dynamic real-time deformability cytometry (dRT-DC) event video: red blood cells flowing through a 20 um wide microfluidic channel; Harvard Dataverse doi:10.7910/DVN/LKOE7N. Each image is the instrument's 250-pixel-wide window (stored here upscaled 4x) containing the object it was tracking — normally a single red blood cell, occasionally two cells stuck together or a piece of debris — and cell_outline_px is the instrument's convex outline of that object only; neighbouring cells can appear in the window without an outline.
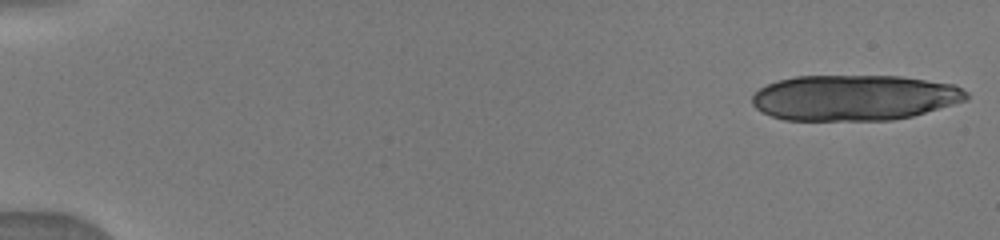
{"species": "human", "species_latin": "Homo sapiens", "temperature_condition": "warm", "stored_images_in_passage": 19, "camera_frame_rate_fps": 3000, "um_per_image_px": 0.085, "donor": {"sex": "male"}, "frame": {"image": 1, "passage_image": 1, "time_ms": 0.0, "image_size_px": [1000, 240], "cell_outline_px": [[968, 100], [912, 116], [892, 120], [784, 120], [772, 116], [756, 108], [752, 104], [752, 96], [760, 88], [776, 80], [796, 76], [900, 76], [956, 84], [968, 92]], "centroid_in_image_um": [72.64, 8.3], "position_along_channel_um": 12.4, "area_um2": 57.22}}